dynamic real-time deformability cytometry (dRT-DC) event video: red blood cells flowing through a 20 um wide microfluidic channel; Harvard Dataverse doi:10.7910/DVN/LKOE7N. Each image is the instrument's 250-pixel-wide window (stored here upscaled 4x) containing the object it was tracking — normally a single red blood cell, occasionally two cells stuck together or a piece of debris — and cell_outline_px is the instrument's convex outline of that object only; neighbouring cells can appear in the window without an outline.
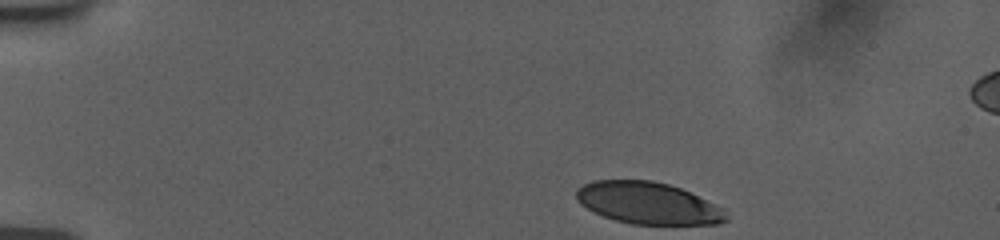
{"species": "human", "species_latin": "Homo sapiens", "temperature_condition": "room temperature", "stored_images_in_passage": 41, "camera_frame_rate_fps": 3000, "um_per_image_px": 0.085, "donor": {"sex": "female"}, "frame": {"image": 1, "passage_image": 1, "time_ms": 0.0, "image_size_px": [1000, 240], "cell_outline_px": [[728, 220], [720, 224], [632, 224], [616, 220], [604, 216], [580, 204], [576, 200], [576, 188], [592, 180], [652, 180], [668, 184], [680, 188], [724, 208], [728, 216]], "centroid_in_image_um": [55.09, 17.26], "position_along_channel_um": 29.9, "area_um2": 36.53}}
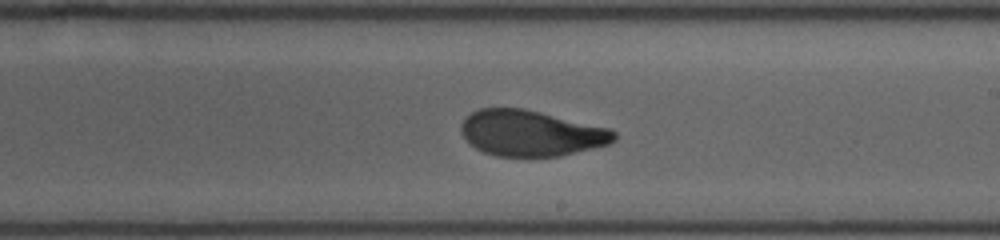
{"frame": {"image": 2, "passage_image": 25, "time_ms": 8.0, "image_size_px": [1000, 240], "cell_outline_px": [[616, 140], [608, 144], [560, 156], [496, 156], [484, 152], [476, 148], [460, 132], [460, 124], [472, 112], [480, 108], [524, 108], [608, 128], [616, 132]], "centroid_in_image_um": [45.12, 11.32], "position_along_channel_um": 243.9, "area_um2": 40.52}}
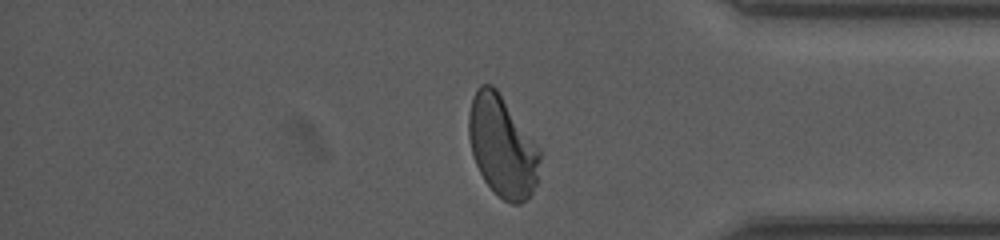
{"frame": {"image": 3, "passage_image": 38, "time_ms": 12.333, "image_size_px": [1000, 240], "cell_outline_px": [[540, 180], [532, 192], [520, 204], [512, 204], [504, 200], [484, 180], [472, 156], [468, 136], [468, 116], [472, 96], [476, 88], [480, 84], [492, 84], [496, 88], [540, 148]], "centroid_in_image_um": [42.7, 12.43], "position_along_channel_um": 392.5, "area_um2": 42.14}, "authors_computed_cell_mechanics": {"area_um2": 41.2114, "velocity_mm_per_s": 3.7463, "shape_relaxation_time_tau1_ms": 5.0174, "shape_relaxation_time_tau2_ms": 1.1584, "deformation_change_tau1": 0.1845, "deformation_change_tau2": 0.0739}}